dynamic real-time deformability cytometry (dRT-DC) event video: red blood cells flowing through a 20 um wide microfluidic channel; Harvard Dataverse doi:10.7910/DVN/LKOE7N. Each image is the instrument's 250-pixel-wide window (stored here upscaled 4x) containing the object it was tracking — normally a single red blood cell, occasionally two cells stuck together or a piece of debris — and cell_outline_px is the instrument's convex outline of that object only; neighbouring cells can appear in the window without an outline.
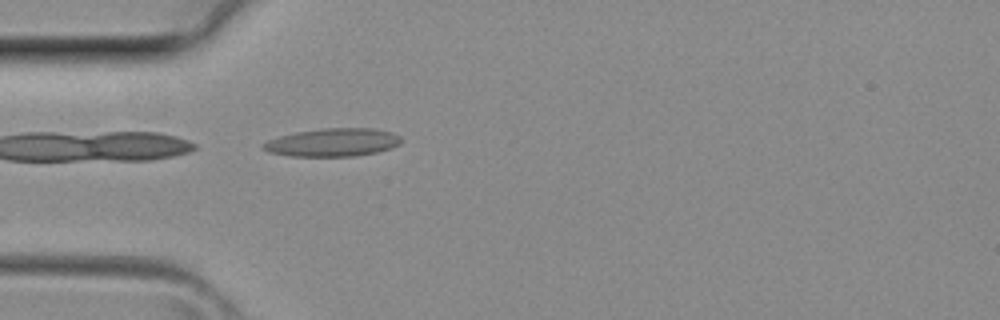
{"species": "common noctule bat (a hibernating species)", "species_latin": "Nyctalus noctula", "temperature_condition": "room temperature", "stored_images_in_passage": 28, "camera_frame_rate_fps": 3000, "um_per_image_px": 0.085, "animal": {"sex": "female", "body_mass_g": 29.2, "forearm_length_mm": 56.3}, "frame": {"image": 1, "passage_image": 1, "time_ms": 0.0, "image_size_px": [1000, 320], "cell_outline_px": [[400, 144], [392, 148], [376, 152], [356, 156], [292, 156], [268, 152], [260, 144], [268, 140], [280, 136], [296, 132], [324, 128], [376, 128], [392, 132], [400, 136]], "centroid_in_image_um": [28.31, 12.1], "position_along_channel_um": 56.7, "area_um2": 22.6}}
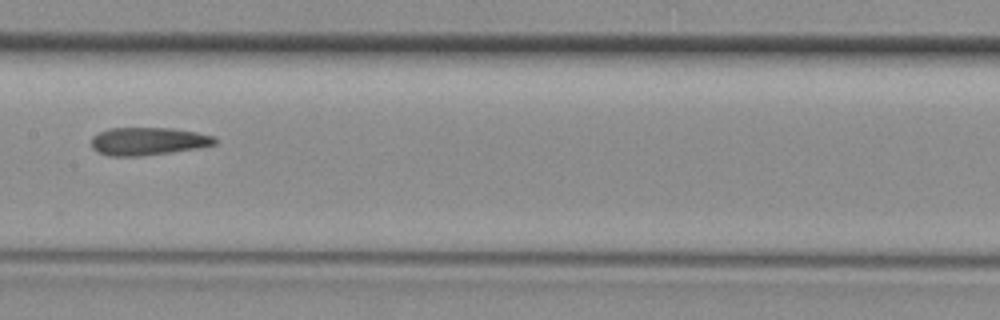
{"frame": {"image": 2, "passage_image": 9, "time_ms": 2.667, "image_size_px": [1000, 320], "cell_outline_px": [[216, 144], [196, 148], [140, 156], [108, 156], [96, 152], [92, 148], [92, 136], [108, 128], [172, 128], [196, 132], [216, 136]], "centroid_in_image_um": [12.56, 12.0], "position_along_channel_um": 194.8, "area_um2": 20.0}}
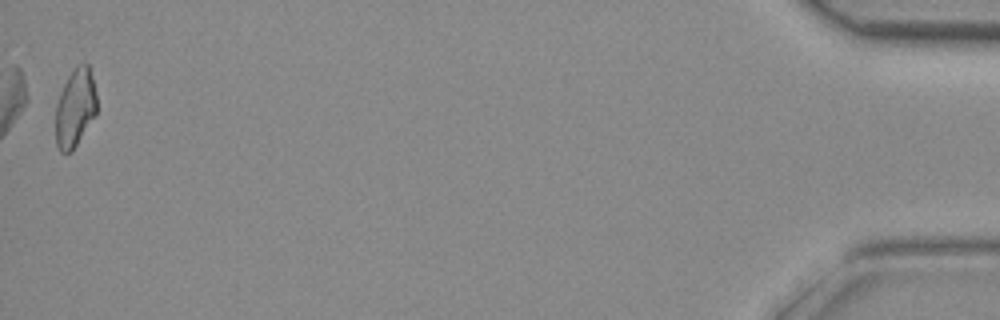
{"frame": {"image": 3, "passage_image": 28, "time_ms": 9.0, "image_size_px": [1000, 320], "cell_outline_px": [[96, 116], [72, 152], [60, 152], [56, 144], [56, 104], [60, 92], [68, 76], [76, 64], [88, 64], [92, 76], [96, 92]], "centroid_in_image_um": [6.4, 9.18], "position_along_channel_um": 428.8, "area_um2": 18.96}}